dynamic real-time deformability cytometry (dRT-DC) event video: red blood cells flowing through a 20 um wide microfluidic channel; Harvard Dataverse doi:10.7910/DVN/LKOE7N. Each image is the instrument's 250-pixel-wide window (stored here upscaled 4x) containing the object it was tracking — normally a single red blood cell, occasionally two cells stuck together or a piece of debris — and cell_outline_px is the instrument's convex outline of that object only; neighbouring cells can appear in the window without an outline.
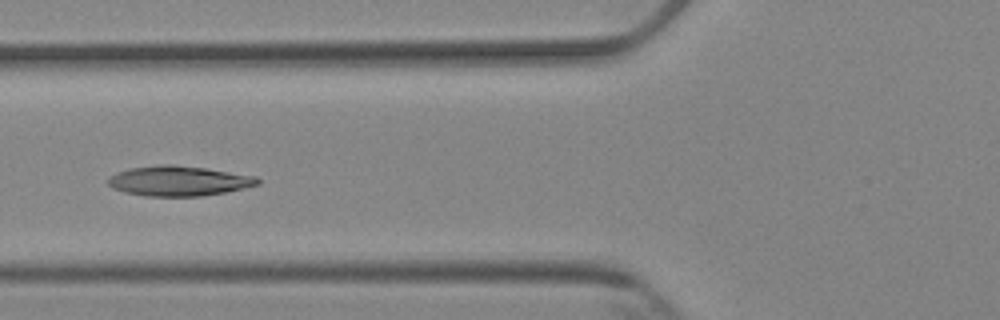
{"species": "Egyptian fruit bat (a non-hibernating species)", "species_latin": "Rousettus aegyptiacus", "temperature_condition": "cold", "stored_images_in_passage": 6, "camera_frame_rate_fps": 3000, "um_per_image_px": 0.085, "animal": {"sex": "female"}, "frame": {"image": 1, "passage_image": 6, "time_ms": 5.667, "image_size_px": [1000, 320], "cell_outline_px": [[260, 184], [224, 192], [200, 196], [144, 196], [124, 192], [112, 188], [108, 184], [108, 176], [116, 172], [128, 168], [160, 164], [172, 164], [204, 168], [256, 176], [260, 180]], "centroid_in_image_um": [15.13, 15.37], "position_along_channel_um": 110.7, "area_um2": 26.18}}